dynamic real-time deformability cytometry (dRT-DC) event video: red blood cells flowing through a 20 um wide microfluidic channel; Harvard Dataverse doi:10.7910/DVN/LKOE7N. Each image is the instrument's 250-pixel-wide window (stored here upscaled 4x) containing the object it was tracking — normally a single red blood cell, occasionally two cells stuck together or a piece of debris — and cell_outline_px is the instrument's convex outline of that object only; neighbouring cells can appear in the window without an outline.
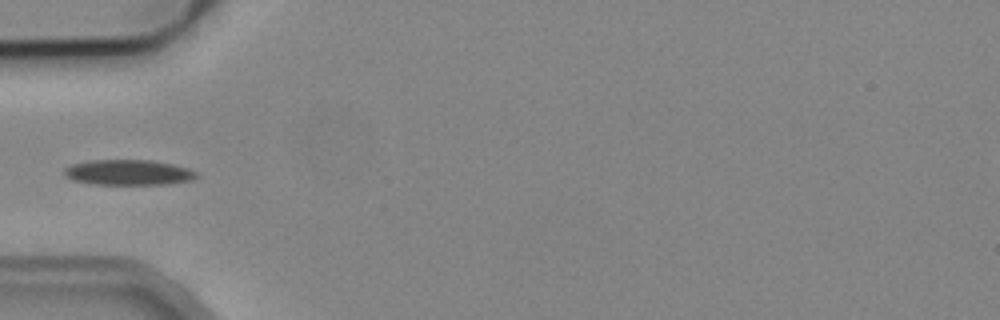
{"species": "common noctule bat (a hibernating species)", "species_latin": "Nyctalus noctula", "temperature_condition": "cold", "stored_images_in_passage": 5, "camera_frame_rate_fps": 3000, "um_per_image_px": 0.085, "animal": {"sex": "male", "body_mass_g": 19.2, "forearm_length_mm": 51.8}, "frame": {"image": 1, "passage_image": 4, "time_ms": 3.667, "image_size_px": [1000, 320], "cell_outline_px": [[200, 176], [192, 180], [168, 184], [92, 184], [72, 180], [64, 176], [64, 168], [72, 164], [92, 160], [148, 160], [172, 164], [196, 172]], "centroid_in_image_um": [10.88, 14.66], "position_along_channel_um": 74.1, "area_um2": 19.48}}